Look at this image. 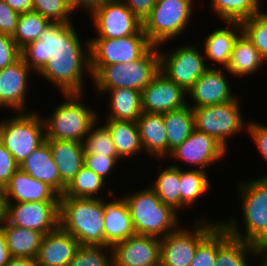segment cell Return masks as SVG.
Masks as SVG:
<instances>
[{
    "instance_id": "12",
    "label": "cell",
    "mask_w": 267,
    "mask_h": 266,
    "mask_svg": "<svg viewBox=\"0 0 267 266\" xmlns=\"http://www.w3.org/2000/svg\"><path fill=\"white\" fill-rule=\"evenodd\" d=\"M153 45L141 28L136 34L112 38H90V65H112L132 62Z\"/></svg>"
},
{
    "instance_id": "44",
    "label": "cell",
    "mask_w": 267,
    "mask_h": 266,
    "mask_svg": "<svg viewBox=\"0 0 267 266\" xmlns=\"http://www.w3.org/2000/svg\"><path fill=\"white\" fill-rule=\"evenodd\" d=\"M21 58V49L12 36L0 33V70Z\"/></svg>"
},
{
    "instance_id": "43",
    "label": "cell",
    "mask_w": 267,
    "mask_h": 266,
    "mask_svg": "<svg viewBox=\"0 0 267 266\" xmlns=\"http://www.w3.org/2000/svg\"><path fill=\"white\" fill-rule=\"evenodd\" d=\"M119 161L115 157H105L102 155H84V165L93 170L98 176L107 180L114 167ZM113 170V171H112Z\"/></svg>"
},
{
    "instance_id": "37",
    "label": "cell",
    "mask_w": 267,
    "mask_h": 266,
    "mask_svg": "<svg viewBox=\"0 0 267 266\" xmlns=\"http://www.w3.org/2000/svg\"><path fill=\"white\" fill-rule=\"evenodd\" d=\"M256 245L230 236L218 249L216 266H249ZM249 255V256H248Z\"/></svg>"
},
{
    "instance_id": "46",
    "label": "cell",
    "mask_w": 267,
    "mask_h": 266,
    "mask_svg": "<svg viewBox=\"0 0 267 266\" xmlns=\"http://www.w3.org/2000/svg\"><path fill=\"white\" fill-rule=\"evenodd\" d=\"M18 168L19 164L15 161L13 155L0 143V188L3 189L6 186L10 177Z\"/></svg>"
},
{
    "instance_id": "20",
    "label": "cell",
    "mask_w": 267,
    "mask_h": 266,
    "mask_svg": "<svg viewBox=\"0 0 267 266\" xmlns=\"http://www.w3.org/2000/svg\"><path fill=\"white\" fill-rule=\"evenodd\" d=\"M3 194L5 203L60 201V194L54 188L20 168L10 177Z\"/></svg>"
},
{
    "instance_id": "31",
    "label": "cell",
    "mask_w": 267,
    "mask_h": 266,
    "mask_svg": "<svg viewBox=\"0 0 267 266\" xmlns=\"http://www.w3.org/2000/svg\"><path fill=\"white\" fill-rule=\"evenodd\" d=\"M163 121L167 131V156L182 144L195 130L193 109L187 105L175 111L163 113Z\"/></svg>"
},
{
    "instance_id": "2",
    "label": "cell",
    "mask_w": 267,
    "mask_h": 266,
    "mask_svg": "<svg viewBox=\"0 0 267 266\" xmlns=\"http://www.w3.org/2000/svg\"><path fill=\"white\" fill-rule=\"evenodd\" d=\"M238 192L241 194L245 231L241 230L236 217L227 222L222 220L221 224L234 238L261 245L267 239V177L238 182Z\"/></svg>"
},
{
    "instance_id": "11",
    "label": "cell",
    "mask_w": 267,
    "mask_h": 266,
    "mask_svg": "<svg viewBox=\"0 0 267 266\" xmlns=\"http://www.w3.org/2000/svg\"><path fill=\"white\" fill-rule=\"evenodd\" d=\"M179 46L168 54L159 50L160 72L187 92L208 68L218 66L205 63L203 49L198 45Z\"/></svg>"
},
{
    "instance_id": "5",
    "label": "cell",
    "mask_w": 267,
    "mask_h": 266,
    "mask_svg": "<svg viewBox=\"0 0 267 266\" xmlns=\"http://www.w3.org/2000/svg\"><path fill=\"white\" fill-rule=\"evenodd\" d=\"M146 187L121 196L128 205L135 234L163 238L179 227L180 216L170 205L161 202L150 187Z\"/></svg>"
},
{
    "instance_id": "7",
    "label": "cell",
    "mask_w": 267,
    "mask_h": 266,
    "mask_svg": "<svg viewBox=\"0 0 267 266\" xmlns=\"http://www.w3.org/2000/svg\"><path fill=\"white\" fill-rule=\"evenodd\" d=\"M16 113L17 115H11L9 119H2L0 143L20 165L45 142V125L42 116L36 110Z\"/></svg>"
},
{
    "instance_id": "52",
    "label": "cell",
    "mask_w": 267,
    "mask_h": 266,
    "mask_svg": "<svg viewBox=\"0 0 267 266\" xmlns=\"http://www.w3.org/2000/svg\"><path fill=\"white\" fill-rule=\"evenodd\" d=\"M6 266H38L34 258L11 257Z\"/></svg>"
},
{
    "instance_id": "49",
    "label": "cell",
    "mask_w": 267,
    "mask_h": 266,
    "mask_svg": "<svg viewBox=\"0 0 267 266\" xmlns=\"http://www.w3.org/2000/svg\"><path fill=\"white\" fill-rule=\"evenodd\" d=\"M104 0H67L68 5L76 12L79 8H85L91 13Z\"/></svg>"
},
{
    "instance_id": "13",
    "label": "cell",
    "mask_w": 267,
    "mask_h": 266,
    "mask_svg": "<svg viewBox=\"0 0 267 266\" xmlns=\"http://www.w3.org/2000/svg\"><path fill=\"white\" fill-rule=\"evenodd\" d=\"M90 15L98 35L95 38L118 39L136 34L142 28V22L122 0H104Z\"/></svg>"
},
{
    "instance_id": "10",
    "label": "cell",
    "mask_w": 267,
    "mask_h": 266,
    "mask_svg": "<svg viewBox=\"0 0 267 266\" xmlns=\"http://www.w3.org/2000/svg\"><path fill=\"white\" fill-rule=\"evenodd\" d=\"M221 222V220L211 221L207 218H196L193 228L185 227L184 229L183 226H180L160 238V266H190L198 245Z\"/></svg>"
},
{
    "instance_id": "32",
    "label": "cell",
    "mask_w": 267,
    "mask_h": 266,
    "mask_svg": "<svg viewBox=\"0 0 267 266\" xmlns=\"http://www.w3.org/2000/svg\"><path fill=\"white\" fill-rule=\"evenodd\" d=\"M172 166L180 168V195H181V210L194 205L202 195H205L210 190V180L207 172L204 170L184 169L178 166V163Z\"/></svg>"
},
{
    "instance_id": "33",
    "label": "cell",
    "mask_w": 267,
    "mask_h": 266,
    "mask_svg": "<svg viewBox=\"0 0 267 266\" xmlns=\"http://www.w3.org/2000/svg\"><path fill=\"white\" fill-rule=\"evenodd\" d=\"M159 175L150 188L158 195L161 202L170 205L175 211H181L180 168L167 165L158 169Z\"/></svg>"
},
{
    "instance_id": "17",
    "label": "cell",
    "mask_w": 267,
    "mask_h": 266,
    "mask_svg": "<svg viewBox=\"0 0 267 266\" xmlns=\"http://www.w3.org/2000/svg\"><path fill=\"white\" fill-rule=\"evenodd\" d=\"M187 92L159 72L141 91L142 112L165 113L187 106Z\"/></svg>"
},
{
    "instance_id": "48",
    "label": "cell",
    "mask_w": 267,
    "mask_h": 266,
    "mask_svg": "<svg viewBox=\"0 0 267 266\" xmlns=\"http://www.w3.org/2000/svg\"><path fill=\"white\" fill-rule=\"evenodd\" d=\"M127 8L141 21L150 14L157 0H122Z\"/></svg>"
},
{
    "instance_id": "18",
    "label": "cell",
    "mask_w": 267,
    "mask_h": 266,
    "mask_svg": "<svg viewBox=\"0 0 267 266\" xmlns=\"http://www.w3.org/2000/svg\"><path fill=\"white\" fill-rule=\"evenodd\" d=\"M221 68H208L187 91V97L194 103L191 108L215 105L234 100L231 84ZM233 94V95H232Z\"/></svg>"
},
{
    "instance_id": "47",
    "label": "cell",
    "mask_w": 267,
    "mask_h": 266,
    "mask_svg": "<svg viewBox=\"0 0 267 266\" xmlns=\"http://www.w3.org/2000/svg\"><path fill=\"white\" fill-rule=\"evenodd\" d=\"M19 15L4 0H0V33L13 36Z\"/></svg>"
},
{
    "instance_id": "9",
    "label": "cell",
    "mask_w": 267,
    "mask_h": 266,
    "mask_svg": "<svg viewBox=\"0 0 267 266\" xmlns=\"http://www.w3.org/2000/svg\"><path fill=\"white\" fill-rule=\"evenodd\" d=\"M240 104L236 97L230 102L192 108L195 129L210 135L228 151V139L247 131Z\"/></svg>"
},
{
    "instance_id": "15",
    "label": "cell",
    "mask_w": 267,
    "mask_h": 266,
    "mask_svg": "<svg viewBox=\"0 0 267 266\" xmlns=\"http://www.w3.org/2000/svg\"><path fill=\"white\" fill-rule=\"evenodd\" d=\"M227 150L213 137L206 133L194 130L179 146L173 149L167 157L195 166V170L207 171V166L219 162Z\"/></svg>"
},
{
    "instance_id": "14",
    "label": "cell",
    "mask_w": 267,
    "mask_h": 266,
    "mask_svg": "<svg viewBox=\"0 0 267 266\" xmlns=\"http://www.w3.org/2000/svg\"><path fill=\"white\" fill-rule=\"evenodd\" d=\"M59 202L5 203V220L12 226L34 229L45 235L59 227Z\"/></svg>"
},
{
    "instance_id": "22",
    "label": "cell",
    "mask_w": 267,
    "mask_h": 266,
    "mask_svg": "<svg viewBox=\"0 0 267 266\" xmlns=\"http://www.w3.org/2000/svg\"><path fill=\"white\" fill-rule=\"evenodd\" d=\"M135 234L131 214L124 198L104 200L105 246H113Z\"/></svg>"
},
{
    "instance_id": "51",
    "label": "cell",
    "mask_w": 267,
    "mask_h": 266,
    "mask_svg": "<svg viewBox=\"0 0 267 266\" xmlns=\"http://www.w3.org/2000/svg\"><path fill=\"white\" fill-rule=\"evenodd\" d=\"M11 256L6 244V238L3 231L0 229V266H6Z\"/></svg>"
},
{
    "instance_id": "27",
    "label": "cell",
    "mask_w": 267,
    "mask_h": 266,
    "mask_svg": "<svg viewBox=\"0 0 267 266\" xmlns=\"http://www.w3.org/2000/svg\"><path fill=\"white\" fill-rule=\"evenodd\" d=\"M107 94L109 103L108 115L105 120L134 121L142 113L141 92L130 88H115L110 90H96V93Z\"/></svg>"
},
{
    "instance_id": "54",
    "label": "cell",
    "mask_w": 267,
    "mask_h": 266,
    "mask_svg": "<svg viewBox=\"0 0 267 266\" xmlns=\"http://www.w3.org/2000/svg\"><path fill=\"white\" fill-rule=\"evenodd\" d=\"M4 220H5V202H4L3 189L0 188V225Z\"/></svg>"
},
{
    "instance_id": "28",
    "label": "cell",
    "mask_w": 267,
    "mask_h": 266,
    "mask_svg": "<svg viewBox=\"0 0 267 266\" xmlns=\"http://www.w3.org/2000/svg\"><path fill=\"white\" fill-rule=\"evenodd\" d=\"M11 257L36 259L44 234L34 229L10 225L6 220L0 225Z\"/></svg>"
},
{
    "instance_id": "42",
    "label": "cell",
    "mask_w": 267,
    "mask_h": 266,
    "mask_svg": "<svg viewBox=\"0 0 267 266\" xmlns=\"http://www.w3.org/2000/svg\"><path fill=\"white\" fill-rule=\"evenodd\" d=\"M33 11L51 22H73L70 17L74 12L67 0H32Z\"/></svg>"
},
{
    "instance_id": "23",
    "label": "cell",
    "mask_w": 267,
    "mask_h": 266,
    "mask_svg": "<svg viewBox=\"0 0 267 266\" xmlns=\"http://www.w3.org/2000/svg\"><path fill=\"white\" fill-rule=\"evenodd\" d=\"M19 168L35 179L49 184L60 195L64 193L66 185L61 181L58 168L46 141L39 148L34 150L33 153L19 165Z\"/></svg>"
},
{
    "instance_id": "4",
    "label": "cell",
    "mask_w": 267,
    "mask_h": 266,
    "mask_svg": "<svg viewBox=\"0 0 267 266\" xmlns=\"http://www.w3.org/2000/svg\"><path fill=\"white\" fill-rule=\"evenodd\" d=\"M159 46H152L139 59L112 65H90L97 90L130 88L141 92L160 72Z\"/></svg>"
},
{
    "instance_id": "21",
    "label": "cell",
    "mask_w": 267,
    "mask_h": 266,
    "mask_svg": "<svg viewBox=\"0 0 267 266\" xmlns=\"http://www.w3.org/2000/svg\"><path fill=\"white\" fill-rule=\"evenodd\" d=\"M79 242L60 226L46 233L36 261L38 266H67L79 247Z\"/></svg>"
},
{
    "instance_id": "6",
    "label": "cell",
    "mask_w": 267,
    "mask_h": 266,
    "mask_svg": "<svg viewBox=\"0 0 267 266\" xmlns=\"http://www.w3.org/2000/svg\"><path fill=\"white\" fill-rule=\"evenodd\" d=\"M83 95L84 93H62V98L67 100L56 106L50 116L42 117L45 139L84 142L99 115L97 109L83 103Z\"/></svg>"
},
{
    "instance_id": "19",
    "label": "cell",
    "mask_w": 267,
    "mask_h": 266,
    "mask_svg": "<svg viewBox=\"0 0 267 266\" xmlns=\"http://www.w3.org/2000/svg\"><path fill=\"white\" fill-rule=\"evenodd\" d=\"M32 72L22 58L0 70V104L3 108L27 112L28 77Z\"/></svg>"
},
{
    "instance_id": "40",
    "label": "cell",
    "mask_w": 267,
    "mask_h": 266,
    "mask_svg": "<svg viewBox=\"0 0 267 266\" xmlns=\"http://www.w3.org/2000/svg\"><path fill=\"white\" fill-rule=\"evenodd\" d=\"M67 266H113L112 247L102 245H79Z\"/></svg>"
},
{
    "instance_id": "38",
    "label": "cell",
    "mask_w": 267,
    "mask_h": 266,
    "mask_svg": "<svg viewBox=\"0 0 267 266\" xmlns=\"http://www.w3.org/2000/svg\"><path fill=\"white\" fill-rule=\"evenodd\" d=\"M230 236L228 230L220 223L198 245L190 266H216L217 251Z\"/></svg>"
},
{
    "instance_id": "1",
    "label": "cell",
    "mask_w": 267,
    "mask_h": 266,
    "mask_svg": "<svg viewBox=\"0 0 267 266\" xmlns=\"http://www.w3.org/2000/svg\"><path fill=\"white\" fill-rule=\"evenodd\" d=\"M73 25L51 22L38 40L21 49V58L33 74H40L61 93H84V71L92 79L90 38L82 43Z\"/></svg>"
},
{
    "instance_id": "35",
    "label": "cell",
    "mask_w": 267,
    "mask_h": 266,
    "mask_svg": "<svg viewBox=\"0 0 267 266\" xmlns=\"http://www.w3.org/2000/svg\"><path fill=\"white\" fill-rule=\"evenodd\" d=\"M210 6L215 16L224 22H242L260 14V0H211Z\"/></svg>"
},
{
    "instance_id": "41",
    "label": "cell",
    "mask_w": 267,
    "mask_h": 266,
    "mask_svg": "<svg viewBox=\"0 0 267 266\" xmlns=\"http://www.w3.org/2000/svg\"><path fill=\"white\" fill-rule=\"evenodd\" d=\"M241 26L245 36L267 61V11L242 21Z\"/></svg>"
},
{
    "instance_id": "50",
    "label": "cell",
    "mask_w": 267,
    "mask_h": 266,
    "mask_svg": "<svg viewBox=\"0 0 267 266\" xmlns=\"http://www.w3.org/2000/svg\"><path fill=\"white\" fill-rule=\"evenodd\" d=\"M10 8L19 14L33 11L32 0H4Z\"/></svg>"
},
{
    "instance_id": "30",
    "label": "cell",
    "mask_w": 267,
    "mask_h": 266,
    "mask_svg": "<svg viewBox=\"0 0 267 266\" xmlns=\"http://www.w3.org/2000/svg\"><path fill=\"white\" fill-rule=\"evenodd\" d=\"M111 133L116 152L120 158H129L144 152L137 122L123 120H106L104 124Z\"/></svg>"
},
{
    "instance_id": "55",
    "label": "cell",
    "mask_w": 267,
    "mask_h": 266,
    "mask_svg": "<svg viewBox=\"0 0 267 266\" xmlns=\"http://www.w3.org/2000/svg\"><path fill=\"white\" fill-rule=\"evenodd\" d=\"M261 246L267 251V239L261 244Z\"/></svg>"
},
{
    "instance_id": "29",
    "label": "cell",
    "mask_w": 267,
    "mask_h": 266,
    "mask_svg": "<svg viewBox=\"0 0 267 266\" xmlns=\"http://www.w3.org/2000/svg\"><path fill=\"white\" fill-rule=\"evenodd\" d=\"M264 62L267 63L252 42L242 33L234 44L229 64L224 70L234 76L246 77L259 71Z\"/></svg>"
},
{
    "instance_id": "8",
    "label": "cell",
    "mask_w": 267,
    "mask_h": 266,
    "mask_svg": "<svg viewBox=\"0 0 267 266\" xmlns=\"http://www.w3.org/2000/svg\"><path fill=\"white\" fill-rule=\"evenodd\" d=\"M193 1H156L150 14L142 22V29L153 46H164L165 42L185 32L192 16Z\"/></svg>"
},
{
    "instance_id": "16",
    "label": "cell",
    "mask_w": 267,
    "mask_h": 266,
    "mask_svg": "<svg viewBox=\"0 0 267 266\" xmlns=\"http://www.w3.org/2000/svg\"><path fill=\"white\" fill-rule=\"evenodd\" d=\"M113 266H160V238L134 234L112 246Z\"/></svg>"
},
{
    "instance_id": "24",
    "label": "cell",
    "mask_w": 267,
    "mask_h": 266,
    "mask_svg": "<svg viewBox=\"0 0 267 266\" xmlns=\"http://www.w3.org/2000/svg\"><path fill=\"white\" fill-rule=\"evenodd\" d=\"M140 141L144 153L158 159L167 157V131L163 113L142 112L137 119Z\"/></svg>"
},
{
    "instance_id": "3",
    "label": "cell",
    "mask_w": 267,
    "mask_h": 266,
    "mask_svg": "<svg viewBox=\"0 0 267 266\" xmlns=\"http://www.w3.org/2000/svg\"><path fill=\"white\" fill-rule=\"evenodd\" d=\"M59 226L80 245L105 246L104 199L60 197Z\"/></svg>"
},
{
    "instance_id": "45",
    "label": "cell",
    "mask_w": 267,
    "mask_h": 266,
    "mask_svg": "<svg viewBox=\"0 0 267 266\" xmlns=\"http://www.w3.org/2000/svg\"><path fill=\"white\" fill-rule=\"evenodd\" d=\"M247 133L250 135L258 148L257 150L262 155L263 159L267 162V125H263V123H259L258 121H247ZM262 177H267V174Z\"/></svg>"
},
{
    "instance_id": "39",
    "label": "cell",
    "mask_w": 267,
    "mask_h": 266,
    "mask_svg": "<svg viewBox=\"0 0 267 266\" xmlns=\"http://www.w3.org/2000/svg\"><path fill=\"white\" fill-rule=\"evenodd\" d=\"M99 119L91 126L89 133L83 142L84 155H102L105 157H115L120 161L112 140L111 133L105 125H99ZM97 127V128H95Z\"/></svg>"
},
{
    "instance_id": "25",
    "label": "cell",
    "mask_w": 267,
    "mask_h": 266,
    "mask_svg": "<svg viewBox=\"0 0 267 266\" xmlns=\"http://www.w3.org/2000/svg\"><path fill=\"white\" fill-rule=\"evenodd\" d=\"M58 168L61 181L67 184L84 165V145L78 141L45 139Z\"/></svg>"
},
{
    "instance_id": "34",
    "label": "cell",
    "mask_w": 267,
    "mask_h": 266,
    "mask_svg": "<svg viewBox=\"0 0 267 266\" xmlns=\"http://www.w3.org/2000/svg\"><path fill=\"white\" fill-rule=\"evenodd\" d=\"M106 183L93 170L83 165L76 176L67 184L64 193L60 197L102 199L103 197L100 196V193L102 189L105 190L103 187L106 186Z\"/></svg>"
},
{
    "instance_id": "26",
    "label": "cell",
    "mask_w": 267,
    "mask_h": 266,
    "mask_svg": "<svg viewBox=\"0 0 267 266\" xmlns=\"http://www.w3.org/2000/svg\"><path fill=\"white\" fill-rule=\"evenodd\" d=\"M225 28L215 29L204 39V58L210 59L226 69L237 38L243 33L240 22H226ZM239 32V33H238ZM223 66V67H222Z\"/></svg>"
},
{
    "instance_id": "53",
    "label": "cell",
    "mask_w": 267,
    "mask_h": 266,
    "mask_svg": "<svg viewBox=\"0 0 267 266\" xmlns=\"http://www.w3.org/2000/svg\"><path fill=\"white\" fill-rule=\"evenodd\" d=\"M254 257L257 259L260 257L262 261H260L259 266H267V251L261 246V245H256L254 249ZM257 257V258H256Z\"/></svg>"
},
{
    "instance_id": "36",
    "label": "cell",
    "mask_w": 267,
    "mask_h": 266,
    "mask_svg": "<svg viewBox=\"0 0 267 266\" xmlns=\"http://www.w3.org/2000/svg\"><path fill=\"white\" fill-rule=\"evenodd\" d=\"M50 24L51 21L49 19L37 12L21 13L12 38L17 46L22 49L28 43L38 40Z\"/></svg>"
}]
</instances>
